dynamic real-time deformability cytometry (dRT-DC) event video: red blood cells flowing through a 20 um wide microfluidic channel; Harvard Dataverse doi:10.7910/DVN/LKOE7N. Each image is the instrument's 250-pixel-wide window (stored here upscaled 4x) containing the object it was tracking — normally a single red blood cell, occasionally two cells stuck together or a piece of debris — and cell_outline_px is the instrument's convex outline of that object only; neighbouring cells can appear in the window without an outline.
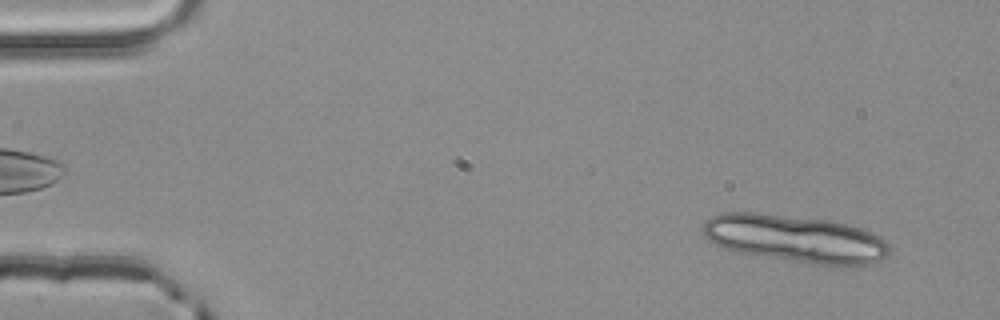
{"species": "common noctule bat (a hibernating species)", "species_latin": "Nyctalus noctula", "temperature_condition": "room temperature", "stored_images_in_passage": 3, "camera_frame_rate_fps": 3000, "um_per_image_px": 0.085, "animal": {"sex": "male", "body_mass_g": 20.4}, "frame": {"image": 1, "passage_image": 1, "time_ms": 0.0, "image_size_px": [1000, 320], "cell_outline_px": [[892, 252], [888, 256], [880, 260], [868, 264], [836, 268], [736, 252], [724, 248], [708, 240], [704, 236], [704, 224], [712, 216], [724, 212], [756, 212], [828, 220], [848, 224], [872, 232], [880, 236], [888, 244]], "centroid_in_image_um": [67.67, 20.32], "position_along_channel_um": 17.3, "area_um2": 52.25}}